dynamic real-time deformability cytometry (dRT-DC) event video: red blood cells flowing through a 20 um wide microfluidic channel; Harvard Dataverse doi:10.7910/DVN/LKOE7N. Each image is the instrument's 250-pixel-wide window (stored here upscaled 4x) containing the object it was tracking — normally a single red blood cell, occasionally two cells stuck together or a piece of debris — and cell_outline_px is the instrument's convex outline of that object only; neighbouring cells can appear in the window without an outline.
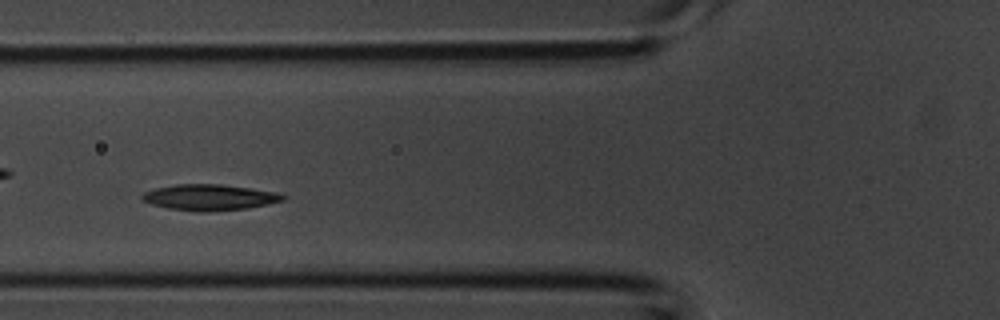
{"species": "common noctule bat (a hibernating species)", "species_latin": "Nyctalus noctula", "temperature_condition": "room temperature", "stored_images_in_passage": 33, "camera_frame_rate_fps": 3000, "um_per_image_px": 0.085, "animal": {"sex": "male", "body_mass_g": 20.1, "forearm_length_mm": 53.5}, "frame": {"image": 1, "passage_image": 8, "time_ms": 2.333, "image_size_px": [1000, 320], "cell_outline_px": [[288, 196], [284, 200], [268, 204], [244, 208], [208, 212], [196, 212], [168, 208], [152, 204], [144, 200], [140, 196], [144, 192], [156, 188], [176, 184], [220, 184], [276, 192]], "centroid_in_image_um": [17.81, 16.77], "position_along_channel_um": 108.0, "area_um2": 21.15}}
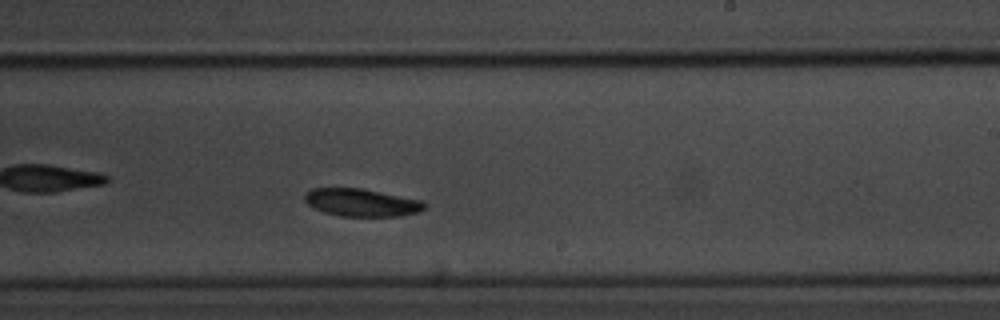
{"frame": {"image": 2, "passage_image": 17, "time_ms": 5.333, "image_size_px": [1000, 320], "cell_outline_px": [[428, 204], [420, 212], [400, 216], [340, 216], [324, 212], [312, 208], [304, 200], [304, 192], [312, 188], [364, 188], [424, 200]], "centroid_in_image_um": [30.75, 17.21], "position_along_channel_um": 258.2, "area_um2": 19.77}}
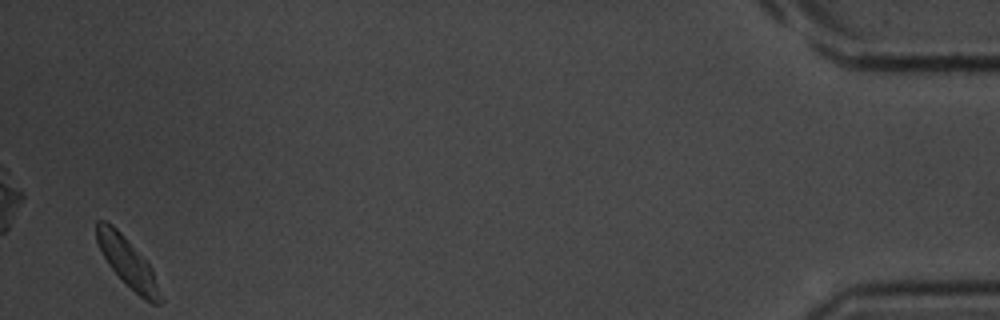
{"frame": {"image": 3, "passage_image": 32, "time_ms": 10.333, "image_size_px": [1000, 320], "cell_outline_px": [[164, 300], [160, 304], [152, 304], [144, 300], [108, 264], [96, 240], [96, 220], [104, 220], [112, 224], [124, 236], [152, 268]], "centroid_in_image_um": [10.87, 22.3], "position_along_channel_um": 424.3, "area_um2": 17.86}}